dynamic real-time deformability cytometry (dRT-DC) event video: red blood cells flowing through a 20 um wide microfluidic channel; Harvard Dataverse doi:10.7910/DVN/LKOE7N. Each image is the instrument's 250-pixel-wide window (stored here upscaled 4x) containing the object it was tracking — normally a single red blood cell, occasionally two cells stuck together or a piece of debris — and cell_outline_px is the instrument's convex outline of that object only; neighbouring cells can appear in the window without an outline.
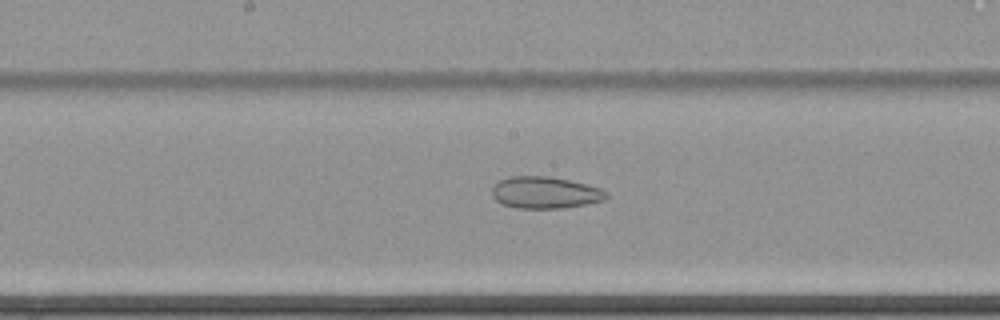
{"species": "common noctule bat (a hibernating species)", "species_latin": "Nyctalus noctula", "temperature_condition": "cold", "stored_images_in_passage": 63, "camera_frame_rate_fps": 3000, "um_per_image_px": 0.085, "animal": {"sex": "female", "body_mass_g": 22.7, "forearm_length_mm": 54.2}, "frame": {"image": 1, "passage_image": 36, "time_ms": 11.667, "image_size_px": [1000, 320], "cell_outline_px": [[608, 196], [604, 200], [588, 204], [564, 208], [516, 208], [504, 204], [496, 200], [492, 196], [492, 188], [500, 180], [512, 176], [548, 176], [568, 180], [600, 188], [608, 192]], "centroid_in_image_um": [46.35, 16.37], "position_along_channel_um": 201.9, "area_um2": 21.1}}
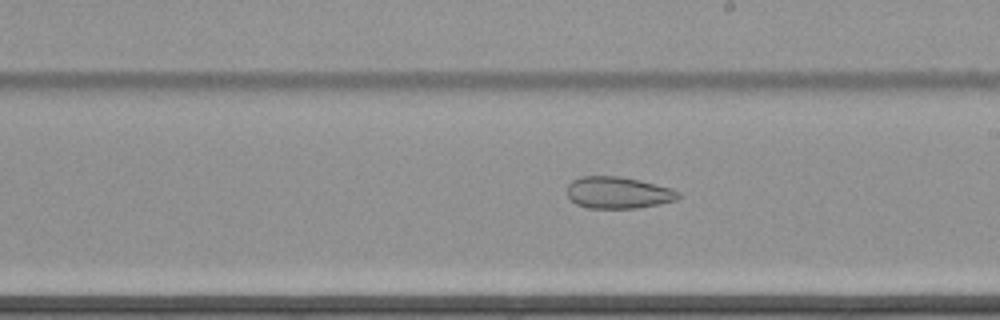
{"frame": {"image": 2, "passage_image": 39, "time_ms": 12.667, "image_size_px": [1000, 320], "cell_outline_px": [[680, 196], [676, 200], [660, 204], [636, 208], [588, 208], [576, 204], [568, 196], [568, 184], [572, 180], [580, 176], [620, 176], [640, 180], [672, 188], [680, 192]], "centroid_in_image_um": [52.55, 16.37], "position_along_channel_um": 236.4, "area_um2": 20.69}}
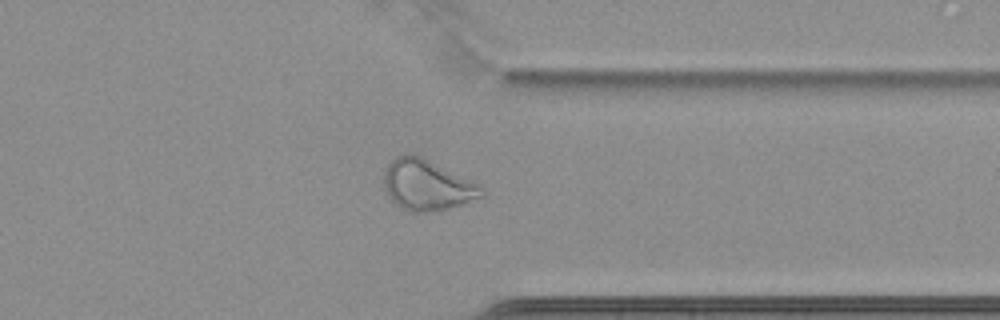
{"frame": {"image": 3, "passage_image": 51, "time_ms": 16.667, "image_size_px": [1000, 320], "cell_outline_px": [[484, 196], [448, 208], [432, 212], [408, 212], [400, 208], [388, 196], [384, 188], [384, 172], [388, 164], [396, 156], [408, 152], [412, 152], [472, 180], [480, 184], [484, 188]], "centroid_in_image_um": [36.28, 15.72], "position_along_channel_um": 375.1, "area_um2": 29.07}}